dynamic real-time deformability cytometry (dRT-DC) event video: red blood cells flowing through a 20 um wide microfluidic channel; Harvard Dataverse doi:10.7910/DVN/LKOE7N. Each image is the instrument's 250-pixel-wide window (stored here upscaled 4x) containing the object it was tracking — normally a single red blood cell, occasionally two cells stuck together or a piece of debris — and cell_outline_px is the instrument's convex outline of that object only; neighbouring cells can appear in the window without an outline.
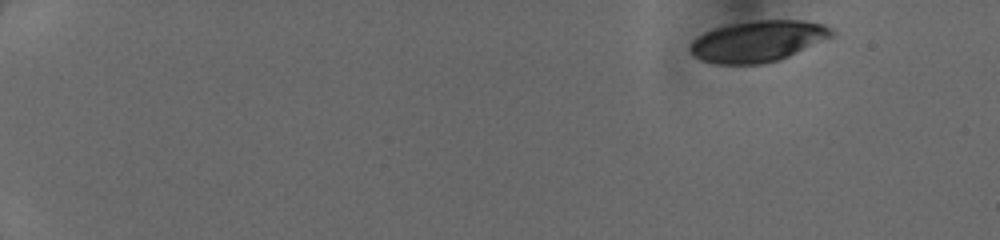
{"species": "human", "species_latin": "Homo sapiens", "temperature_condition": "cold", "stored_images_in_passage": 45, "camera_frame_rate_fps": 3000, "um_per_image_px": 0.085, "donor": {"sex": "female"}, "frame": {"image": 1, "passage_image": 1, "time_ms": 0.0, "image_size_px": [1000, 240], "cell_outline_px": [[836, 32], [832, 36], [788, 56], [764, 64], [716, 64], [700, 60], [692, 56], [688, 48], [692, 40], [696, 36], [704, 32], [728, 24], [756, 20], [804, 20], [824, 24], [832, 28]], "centroid_in_image_um": [64.37, 3.5], "position_along_channel_um": 20.6, "area_um2": 34.1}}
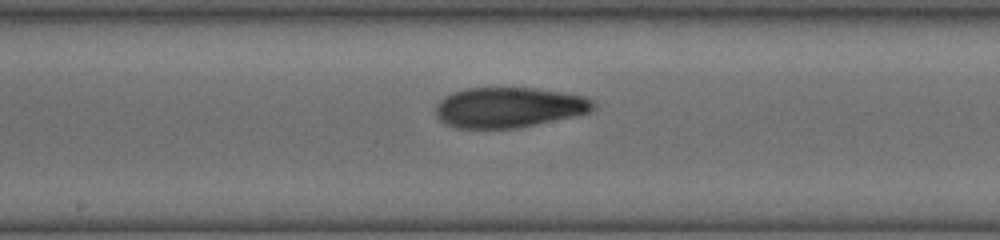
{"frame": {"image": 2, "passage_image": 25, "time_ms": 8.0, "image_size_px": [1000, 240], "cell_outline_px": [[596, 108], [588, 112], [572, 116], [516, 128], [456, 128], [440, 120], [436, 116], [436, 104], [444, 96], [452, 92], [468, 88], [536, 88], [584, 96], [592, 100], [596, 104]], "centroid_in_image_um": [43.23, 9.12], "position_along_channel_um": 205.0, "area_um2": 36.76}}
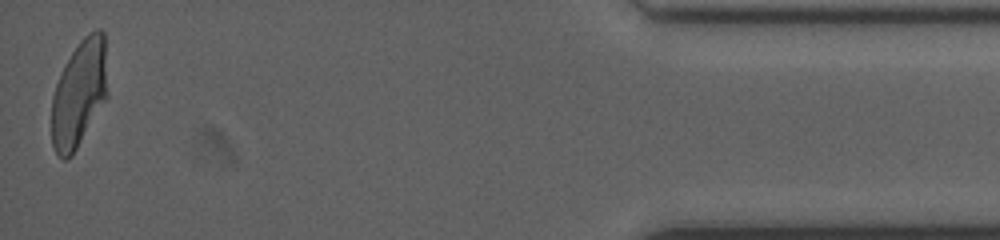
{"frame": {"image": 3, "passage_image": 45, "time_ms": 14.667, "image_size_px": [1000, 240], "cell_outline_px": [[108, 96], [72, 156], [68, 160], [64, 160], [56, 152], [52, 144], [52, 96], [60, 72], [72, 52], [80, 40], [88, 32], [96, 28], [100, 28], [104, 32]], "centroid_in_image_um": [6.74, 7.93], "position_along_channel_um": 428.5, "area_um2": 35.03}}